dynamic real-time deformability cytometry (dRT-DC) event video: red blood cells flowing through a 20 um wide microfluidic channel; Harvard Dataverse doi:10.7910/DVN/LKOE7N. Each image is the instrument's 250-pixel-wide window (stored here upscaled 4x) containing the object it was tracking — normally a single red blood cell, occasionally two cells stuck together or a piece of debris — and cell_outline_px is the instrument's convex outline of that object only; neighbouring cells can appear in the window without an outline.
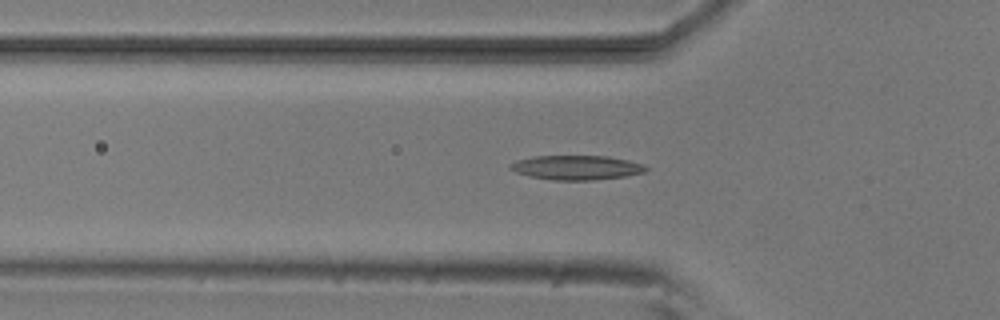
{"species": "common noctule bat (a hibernating species)", "species_latin": "Nyctalus noctula", "temperature_condition": "room temperature", "stored_images_in_passage": 17, "camera_frame_rate_fps": 3000, "um_per_image_px": 0.085, "animal": {"sex": "male", "body_mass_g": 20.5, "forearm_length_mm": 52.5}, "frame": {"image": 1, "passage_image": 8, "time_ms": 2.333, "image_size_px": [1000, 320], "cell_outline_px": [[648, 168], [644, 172], [624, 176], [592, 180], [552, 180], [532, 176], [516, 172], [508, 168], [508, 164], [516, 160], [536, 156], [608, 156], [628, 160], [644, 164]], "centroid_in_image_um": [48.99, 14.23], "position_along_channel_um": 76.8, "area_um2": 19.19}}
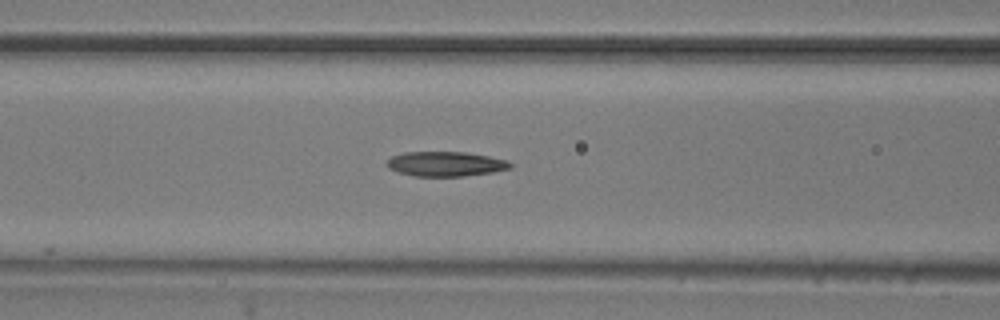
{"frame": {"image": 2, "passage_image": 12, "time_ms": 3.667, "image_size_px": [1000, 320], "cell_outline_px": [[512, 168], [492, 172], [464, 176], [412, 176], [396, 172], [388, 168], [388, 160], [392, 156], [404, 152], [464, 152], [488, 156], [508, 160], [512, 164]], "centroid_in_image_um": [37.88, 13.94], "position_along_channel_um": 128.7, "area_um2": 17.8}}